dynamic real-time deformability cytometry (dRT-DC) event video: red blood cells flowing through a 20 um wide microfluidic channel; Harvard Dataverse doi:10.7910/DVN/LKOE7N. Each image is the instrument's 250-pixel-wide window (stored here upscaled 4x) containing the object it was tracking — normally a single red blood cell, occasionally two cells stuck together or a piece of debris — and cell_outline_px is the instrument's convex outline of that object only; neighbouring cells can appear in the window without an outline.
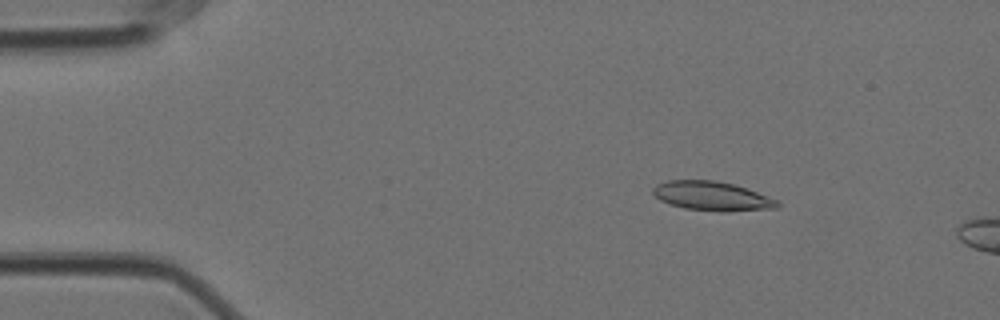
{"species": "Egyptian fruit bat (a non-hibernating species)", "species_latin": "Rousettus aegyptiacus", "temperature_condition": "cold", "stored_images_in_passage": 13, "camera_frame_rate_fps": 3000, "um_per_image_px": 0.085, "animal": {"sex": "female"}, "frame": {"image": 1, "passage_image": 8, "time_ms": 2.333, "image_size_px": [1000, 320], "cell_outline_px": [[780, 208], [728, 212], [720, 212], [684, 208], [668, 204], [660, 200], [652, 192], [652, 188], [656, 184], [668, 180], [712, 180], [732, 184], [748, 188], [780, 200]], "centroid_in_image_um": [60.57, 16.68], "position_along_channel_um": 24.4, "area_um2": 21.56}}